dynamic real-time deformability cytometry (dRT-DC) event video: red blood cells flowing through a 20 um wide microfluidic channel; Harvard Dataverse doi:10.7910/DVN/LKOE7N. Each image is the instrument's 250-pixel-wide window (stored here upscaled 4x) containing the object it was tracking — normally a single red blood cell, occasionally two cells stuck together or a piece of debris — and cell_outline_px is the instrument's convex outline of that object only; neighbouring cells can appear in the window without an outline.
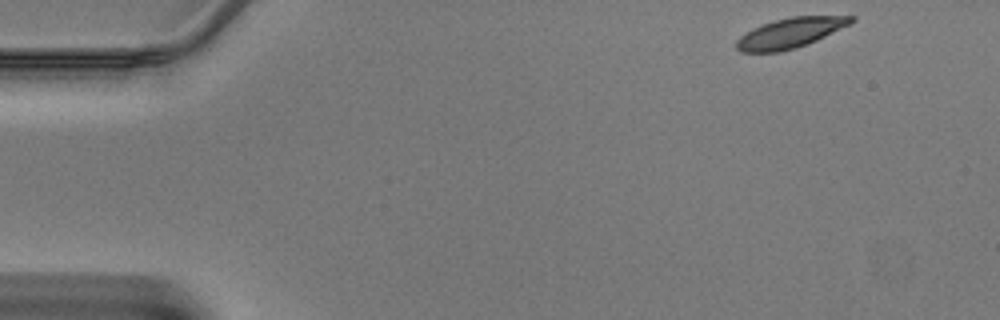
{"species": "Egyptian fruit bat (a non-hibernating species)", "species_latin": "Rousettus aegyptiacus", "temperature_condition": "warm", "stored_images_in_passage": 43, "camera_frame_rate_fps": 3000, "um_per_image_px": 0.085, "animal": {"sex": "male"}, "frame": {"image": 1, "passage_image": 1, "time_ms": 0.0, "image_size_px": [1000, 320], "cell_outline_px": [[856, 20], [816, 40], [796, 48], [780, 52], [740, 52], [736, 48], [736, 40], [740, 36], [752, 28], [776, 20], [792, 16], [856, 16]], "centroid_in_image_um": [67.12, 2.81], "position_along_channel_um": 17.9, "area_um2": 19.77}}
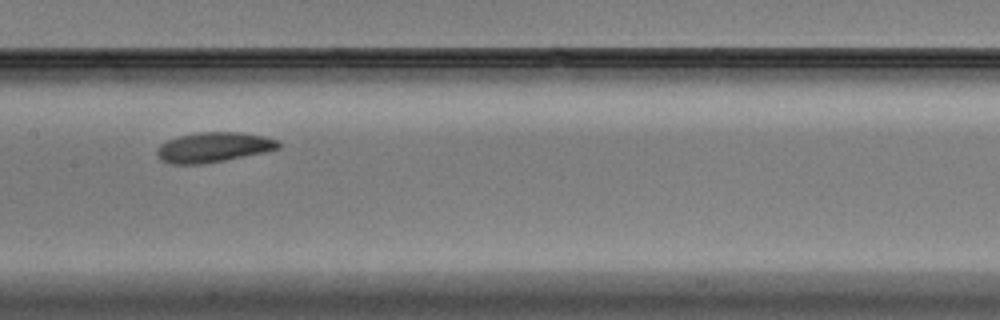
{"frame": {"image": 2, "passage_image": 20, "time_ms": 6.333, "image_size_px": [1000, 320], "cell_outline_px": [[280, 148], [264, 152], [204, 164], [172, 164], [160, 160], [156, 152], [160, 144], [168, 140], [180, 136], [200, 132], [240, 132], [264, 136], [276, 140], [280, 144]], "centroid_in_image_um": [18.13, 12.52], "position_along_channel_um": 189.3, "area_um2": 21.04}}
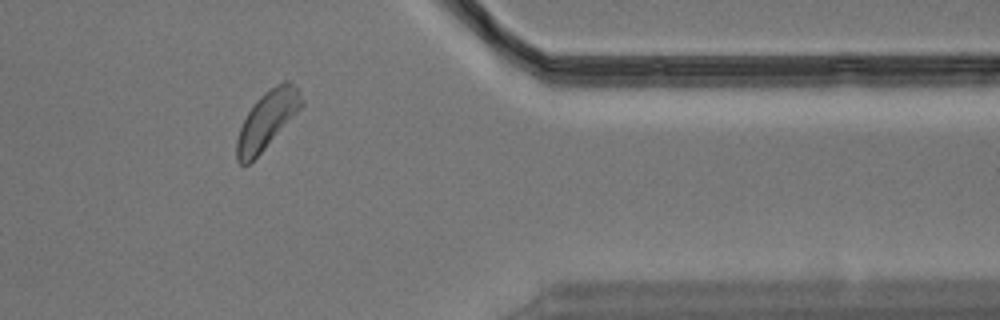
{"frame": {"image": 3, "passage_image": 35, "time_ms": 11.333, "image_size_px": [1000, 320], "cell_outline_px": [[304, 104], [264, 148], [248, 164], [240, 164], [236, 160], [236, 140], [240, 128], [248, 112], [256, 100], [264, 92], [276, 84], [284, 80], [288, 80], [296, 88], [304, 100]], "centroid_in_image_um": [22.68, 10.17], "position_along_channel_um": 388.7, "area_um2": 21.15}}